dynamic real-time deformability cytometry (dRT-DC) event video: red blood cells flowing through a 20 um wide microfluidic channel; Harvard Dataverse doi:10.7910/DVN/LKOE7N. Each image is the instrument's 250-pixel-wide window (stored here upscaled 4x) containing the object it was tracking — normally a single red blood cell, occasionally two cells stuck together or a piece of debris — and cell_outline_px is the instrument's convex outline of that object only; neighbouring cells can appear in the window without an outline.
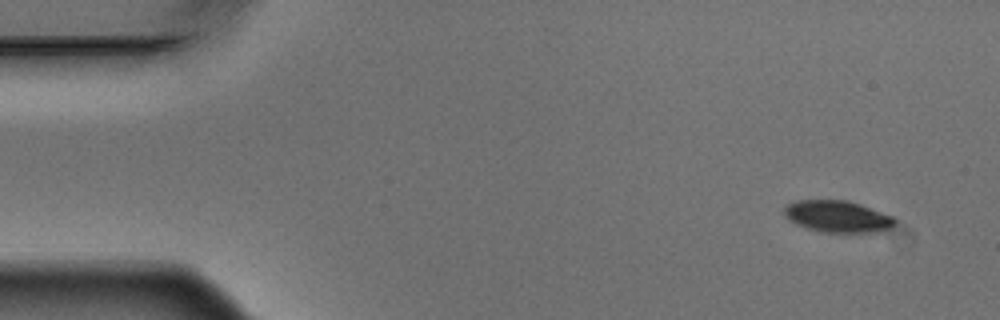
{"species": "Egyptian fruit bat (a non-hibernating species)", "species_latin": "Rousettus aegyptiacus", "temperature_condition": "warm", "stored_images_in_passage": 6, "camera_frame_rate_fps": 3000, "um_per_image_px": 0.085, "animal": {"sex": "male"}, "frame": {"image": 1, "passage_image": 1, "time_ms": 0.0, "image_size_px": [1000, 320], "cell_outline_px": [[896, 220], [888, 228], [880, 232], [820, 232], [796, 224], [788, 220], [784, 216], [784, 208], [788, 204], [796, 200], [848, 200], [860, 204], [892, 216]], "centroid_in_image_um": [71.14, 18.39], "position_along_channel_um": 13.9, "area_um2": 20.35}}
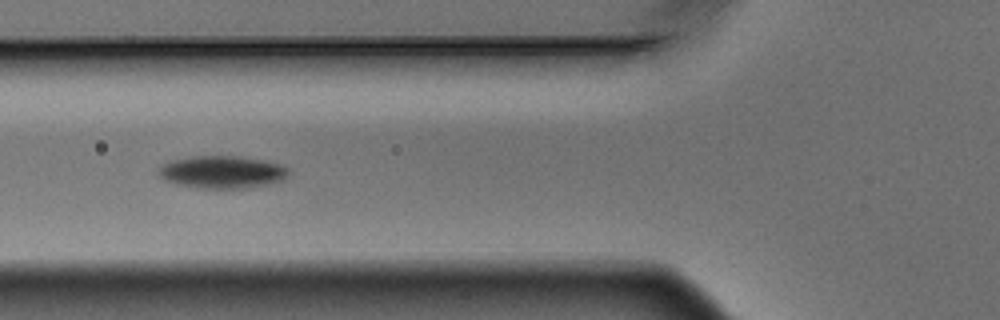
{"frame": {"image": 2, "passage_image": 5, "time_ms": 1.333, "image_size_px": [1000, 320], "cell_outline_px": [[288, 172], [284, 180], [252, 188], [196, 188], [176, 184], [164, 180], [160, 176], [160, 168], [164, 164], [172, 160], [192, 156], [236, 156], [268, 160], [280, 164], [288, 168]], "centroid_in_image_um": [18.92, 14.63], "position_along_channel_um": 106.9, "area_um2": 24.74}}
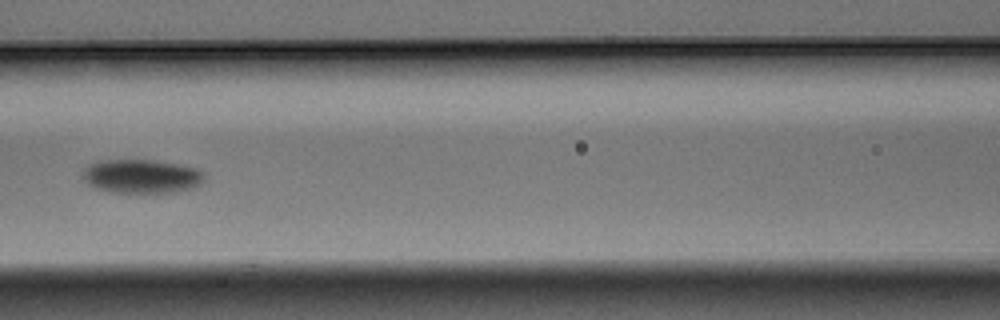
{"frame": {"image": 3, "passage_image": 6, "time_ms": 1.667, "image_size_px": [1000, 320], "cell_outline_px": [[204, 180], [200, 184], [176, 192], [112, 192], [96, 188], [88, 184], [84, 180], [84, 168], [88, 164], [96, 160], [152, 160], [176, 164], [196, 168], [204, 172]], "centroid_in_image_um": [12.0, 14.97], "position_along_channel_um": 154.6, "area_um2": 23.81}}